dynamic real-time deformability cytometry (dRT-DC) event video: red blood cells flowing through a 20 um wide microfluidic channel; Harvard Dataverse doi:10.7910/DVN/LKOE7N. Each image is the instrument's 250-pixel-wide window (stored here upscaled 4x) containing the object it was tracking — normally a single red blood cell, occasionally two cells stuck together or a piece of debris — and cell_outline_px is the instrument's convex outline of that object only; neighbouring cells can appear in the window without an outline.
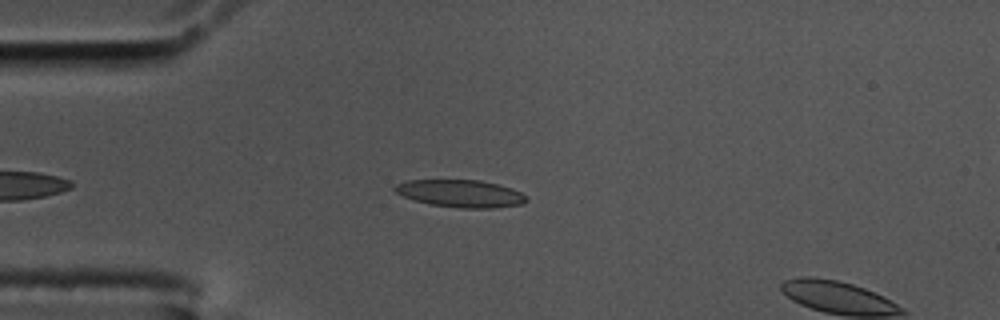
{"species": "common noctule bat (a hibernating species)", "species_latin": "Nyctalus noctula", "temperature_condition": "cold", "stored_images_in_passage": 7, "camera_frame_rate_fps": 3000, "um_per_image_px": 0.085, "animal": {"sex": "male", "body_mass_g": 17.5, "forearm_length_mm": 52.3}, "frame": {"image": 1, "passage_image": 5, "time_ms": 1.333, "image_size_px": [1000, 320], "cell_outline_px": [[528, 200], [524, 204], [496, 208], [460, 208], [428, 204], [404, 196], [396, 192], [392, 188], [396, 184], [408, 180], [480, 180], [512, 188], [528, 196]], "centroid_in_image_um": [39.19, 16.45], "position_along_channel_um": 45.8, "area_um2": 21.1}}